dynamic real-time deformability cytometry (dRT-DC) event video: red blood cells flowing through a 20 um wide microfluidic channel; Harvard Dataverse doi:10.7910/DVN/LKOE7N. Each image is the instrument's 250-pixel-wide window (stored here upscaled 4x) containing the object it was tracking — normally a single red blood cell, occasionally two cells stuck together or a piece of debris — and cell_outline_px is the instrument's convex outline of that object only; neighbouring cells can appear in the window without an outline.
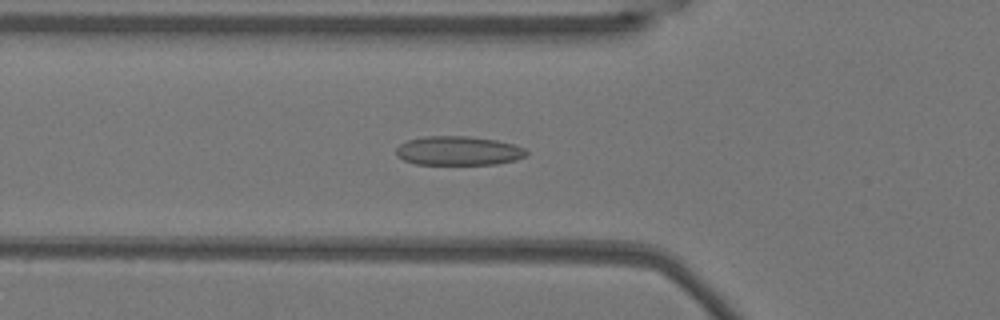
{"species": "Egyptian fruit bat (a non-hibernating species)", "species_latin": "Rousettus aegyptiacus", "temperature_condition": "warm", "stored_images_in_passage": 37, "camera_frame_rate_fps": 3000, "um_per_image_px": 0.085, "animal": {"sex": "female"}, "frame": {"image": 1, "passage_image": 2, "time_ms": 0.333, "image_size_px": [1000, 320], "cell_outline_px": [[528, 152], [524, 156], [516, 160], [496, 164], [416, 164], [404, 160], [396, 156], [396, 148], [400, 144], [408, 140], [424, 136], [468, 136], [496, 140], [516, 144], [524, 148]], "centroid_in_image_um": [38.96, 12.81], "position_along_channel_um": 86.8, "area_um2": 22.14}}
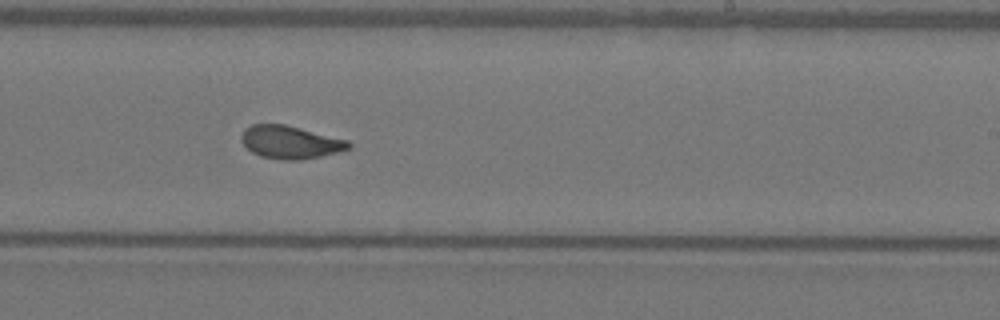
{"frame": {"image": 2, "passage_image": 16, "time_ms": 5.0, "image_size_px": [1000, 320], "cell_outline_px": [[352, 148], [304, 160], [280, 160], [260, 156], [252, 152], [240, 140], [240, 136], [244, 128], [252, 124], [284, 124], [348, 140], [352, 144]], "centroid_in_image_um": [24.66, 12.09], "position_along_channel_um": 264.3, "area_um2": 20.63}}
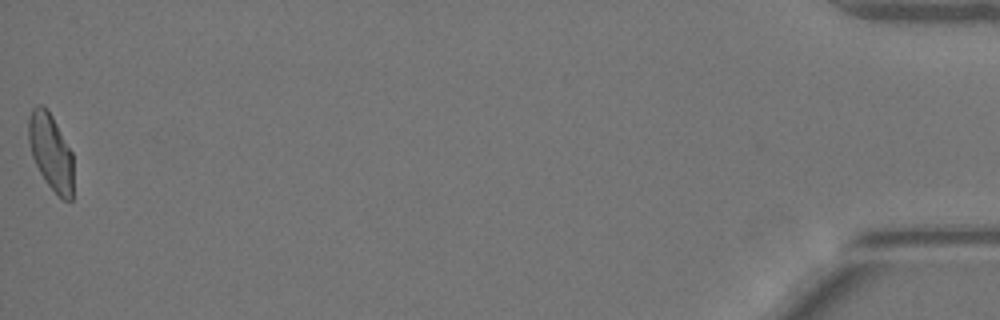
{"frame": {"image": 3, "passage_image": 37, "time_ms": 12.0, "image_size_px": [1000, 320], "cell_outline_px": [[72, 200], [64, 200], [48, 184], [40, 172], [32, 156], [28, 140], [28, 120], [32, 108], [36, 104], [40, 104], [48, 108], [72, 152]], "centroid_in_image_um": [4.3, 12.85], "position_along_channel_um": 430.9, "area_um2": 19.77}}